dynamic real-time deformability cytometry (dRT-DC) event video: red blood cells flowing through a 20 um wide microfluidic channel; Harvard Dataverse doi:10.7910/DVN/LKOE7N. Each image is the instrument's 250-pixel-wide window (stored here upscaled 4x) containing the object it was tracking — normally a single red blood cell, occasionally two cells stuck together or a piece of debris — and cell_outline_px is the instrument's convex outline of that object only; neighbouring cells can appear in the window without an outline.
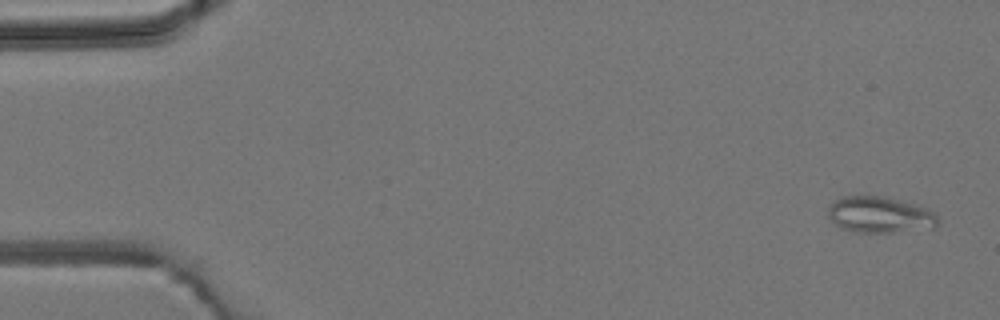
{"species": "common noctule bat (a hibernating species)", "species_latin": "Nyctalus noctula", "temperature_condition": "room temperature", "stored_images_in_passage": 4, "camera_frame_rate_fps": 3000, "um_per_image_px": 0.085, "animal": {"sex": "male", "body_mass_g": 19.2, "forearm_length_mm": 51.8}, "frame": {"image": 1, "passage_image": 1, "time_ms": 0.0, "image_size_px": [1000, 320], "cell_outline_px": [[936, 228], [892, 232], [856, 232], [840, 228], [828, 216], [828, 208], [840, 196], [880, 196], [928, 208], [936, 216]], "centroid_in_image_um": [74.76, 18.27], "position_along_channel_um": 10.2, "area_um2": 22.83}}